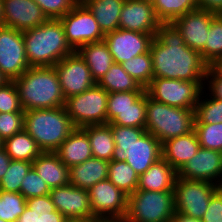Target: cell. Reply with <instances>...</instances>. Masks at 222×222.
<instances>
[{
    "label": "cell",
    "instance_id": "cell-16",
    "mask_svg": "<svg viewBox=\"0 0 222 222\" xmlns=\"http://www.w3.org/2000/svg\"><path fill=\"white\" fill-rule=\"evenodd\" d=\"M178 177L202 180L222 187V152L200 147L178 171Z\"/></svg>",
    "mask_w": 222,
    "mask_h": 222
},
{
    "label": "cell",
    "instance_id": "cell-17",
    "mask_svg": "<svg viewBox=\"0 0 222 222\" xmlns=\"http://www.w3.org/2000/svg\"><path fill=\"white\" fill-rule=\"evenodd\" d=\"M216 14L202 9H195L178 17L173 24L180 31L184 43L201 53L205 61V44L212 19Z\"/></svg>",
    "mask_w": 222,
    "mask_h": 222
},
{
    "label": "cell",
    "instance_id": "cell-25",
    "mask_svg": "<svg viewBox=\"0 0 222 222\" xmlns=\"http://www.w3.org/2000/svg\"><path fill=\"white\" fill-rule=\"evenodd\" d=\"M109 161L92 157L69 168V180L73 186L89 189L99 181L108 179Z\"/></svg>",
    "mask_w": 222,
    "mask_h": 222
},
{
    "label": "cell",
    "instance_id": "cell-24",
    "mask_svg": "<svg viewBox=\"0 0 222 222\" xmlns=\"http://www.w3.org/2000/svg\"><path fill=\"white\" fill-rule=\"evenodd\" d=\"M32 166L50 189L70 183L69 168L55 152H42L34 159Z\"/></svg>",
    "mask_w": 222,
    "mask_h": 222
},
{
    "label": "cell",
    "instance_id": "cell-31",
    "mask_svg": "<svg viewBox=\"0 0 222 222\" xmlns=\"http://www.w3.org/2000/svg\"><path fill=\"white\" fill-rule=\"evenodd\" d=\"M2 147L11 160L33 162L42 153L35 140L25 130L5 139Z\"/></svg>",
    "mask_w": 222,
    "mask_h": 222
},
{
    "label": "cell",
    "instance_id": "cell-20",
    "mask_svg": "<svg viewBox=\"0 0 222 222\" xmlns=\"http://www.w3.org/2000/svg\"><path fill=\"white\" fill-rule=\"evenodd\" d=\"M161 22L152 3L140 0H125L120 13L119 29L156 35Z\"/></svg>",
    "mask_w": 222,
    "mask_h": 222
},
{
    "label": "cell",
    "instance_id": "cell-13",
    "mask_svg": "<svg viewBox=\"0 0 222 222\" xmlns=\"http://www.w3.org/2000/svg\"><path fill=\"white\" fill-rule=\"evenodd\" d=\"M54 68L65 99L81 94L96 84L87 64L77 51L64 57Z\"/></svg>",
    "mask_w": 222,
    "mask_h": 222
},
{
    "label": "cell",
    "instance_id": "cell-54",
    "mask_svg": "<svg viewBox=\"0 0 222 222\" xmlns=\"http://www.w3.org/2000/svg\"><path fill=\"white\" fill-rule=\"evenodd\" d=\"M212 66L222 74V56Z\"/></svg>",
    "mask_w": 222,
    "mask_h": 222
},
{
    "label": "cell",
    "instance_id": "cell-19",
    "mask_svg": "<svg viewBox=\"0 0 222 222\" xmlns=\"http://www.w3.org/2000/svg\"><path fill=\"white\" fill-rule=\"evenodd\" d=\"M3 24L24 32L48 20L34 0H2Z\"/></svg>",
    "mask_w": 222,
    "mask_h": 222
},
{
    "label": "cell",
    "instance_id": "cell-51",
    "mask_svg": "<svg viewBox=\"0 0 222 222\" xmlns=\"http://www.w3.org/2000/svg\"><path fill=\"white\" fill-rule=\"evenodd\" d=\"M93 222H128L125 216L122 217H94Z\"/></svg>",
    "mask_w": 222,
    "mask_h": 222
},
{
    "label": "cell",
    "instance_id": "cell-15",
    "mask_svg": "<svg viewBox=\"0 0 222 222\" xmlns=\"http://www.w3.org/2000/svg\"><path fill=\"white\" fill-rule=\"evenodd\" d=\"M95 217H122L127 212V195L109 179L99 181L88 189Z\"/></svg>",
    "mask_w": 222,
    "mask_h": 222
},
{
    "label": "cell",
    "instance_id": "cell-43",
    "mask_svg": "<svg viewBox=\"0 0 222 222\" xmlns=\"http://www.w3.org/2000/svg\"><path fill=\"white\" fill-rule=\"evenodd\" d=\"M48 19H60L80 0H34Z\"/></svg>",
    "mask_w": 222,
    "mask_h": 222
},
{
    "label": "cell",
    "instance_id": "cell-41",
    "mask_svg": "<svg viewBox=\"0 0 222 222\" xmlns=\"http://www.w3.org/2000/svg\"><path fill=\"white\" fill-rule=\"evenodd\" d=\"M51 189L32 166L22 180L20 193L26 198L45 196Z\"/></svg>",
    "mask_w": 222,
    "mask_h": 222
},
{
    "label": "cell",
    "instance_id": "cell-26",
    "mask_svg": "<svg viewBox=\"0 0 222 222\" xmlns=\"http://www.w3.org/2000/svg\"><path fill=\"white\" fill-rule=\"evenodd\" d=\"M77 52L87 64L96 83L103 78L114 64L113 57L104 40L83 45Z\"/></svg>",
    "mask_w": 222,
    "mask_h": 222
},
{
    "label": "cell",
    "instance_id": "cell-53",
    "mask_svg": "<svg viewBox=\"0 0 222 222\" xmlns=\"http://www.w3.org/2000/svg\"><path fill=\"white\" fill-rule=\"evenodd\" d=\"M65 222H93V218H73L66 219Z\"/></svg>",
    "mask_w": 222,
    "mask_h": 222
},
{
    "label": "cell",
    "instance_id": "cell-37",
    "mask_svg": "<svg viewBox=\"0 0 222 222\" xmlns=\"http://www.w3.org/2000/svg\"><path fill=\"white\" fill-rule=\"evenodd\" d=\"M26 207V198L17 192L0 190V219L16 222Z\"/></svg>",
    "mask_w": 222,
    "mask_h": 222
},
{
    "label": "cell",
    "instance_id": "cell-47",
    "mask_svg": "<svg viewBox=\"0 0 222 222\" xmlns=\"http://www.w3.org/2000/svg\"><path fill=\"white\" fill-rule=\"evenodd\" d=\"M202 222H222V187L211 197Z\"/></svg>",
    "mask_w": 222,
    "mask_h": 222
},
{
    "label": "cell",
    "instance_id": "cell-11",
    "mask_svg": "<svg viewBox=\"0 0 222 222\" xmlns=\"http://www.w3.org/2000/svg\"><path fill=\"white\" fill-rule=\"evenodd\" d=\"M29 68L23 32L0 27V71L9 81H14Z\"/></svg>",
    "mask_w": 222,
    "mask_h": 222
},
{
    "label": "cell",
    "instance_id": "cell-52",
    "mask_svg": "<svg viewBox=\"0 0 222 222\" xmlns=\"http://www.w3.org/2000/svg\"><path fill=\"white\" fill-rule=\"evenodd\" d=\"M170 222H202L201 219L189 218L184 215L175 214V217Z\"/></svg>",
    "mask_w": 222,
    "mask_h": 222
},
{
    "label": "cell",
    "instance_id": "cell-23",
    "mask_svg": "<svg viewBox=\"0 0 222 222\" xmlns=\"http://www.w3.org/2000/svg\"><path fill=\"white\" fill-rule=\"evenodd\" d=\"M55 153L68 168L93 157L88 135L81 128H75Z\"/></svg>",
    "mask_w": 222,
    "mask_h": 222
},
{
    "label": "cell",
    "instance_id": "cell-10",
    "mask_svg": "<svg viewBox=\"0 0 222 222\" xmlns=\"http://www.w3.org/2000/svg\"><path fill=\"white\" fill-rule=\"evenodd\" d=\"M59 20L67 43L74 51L88 43L104 40L105 34L100 29L97 20L81 0Z\"/></svg>",
    "mask_w": 222,
    "mask_h": 222
},
{
    "label": "cell",
    "instance_id": "cell-48",
    "mask_svg": "<svg viewBox=\"0 0 222 222\" xmlns=\"http://www.w3.org/2000/svg\"><path fill=\"white\" fill-rule=\"evenodd\" d=\"M205 83L208 86L207 88L210 95L222 101V74H220L212 65L208 67Z\"/></svg>",
    "mask_w": 222,
    "mask_h": 222
},
{
    "label": "cell",
    "instance_id": "cell-27",
    "mask_svg": "<svg viewBox=\"0 0 222 222\" xmlns=\"http://www.w3.org/2000/svg\"><path fill=\"white\" fill-rule=\"evenodd\" d=\"M66 219L55 209L48 194L26 199V207L16 222H65Z\"/></svg>",
    "mask_w": 222,
    "mask_h": 222
},
{
    "label": "cell",
    "instance_id": "cell-55",
    "mask_svg": "<svg viewBox=\"0 0 222 222\" xmlns=\"http://www.w3.org/2000/svg\"><path fill=\"white\" fill-rule=\"evenodd\" d=\"M9 82L8 78L0 71V87Z\"/></svg>",
    "mask_w": 222,
    "mask_h": 222
},
{
    "label": "cell",
    "instance_id": "cell-28",
    "mask_svg": "<svg viewBox=\"0 0 222 222\" xmlns=\"http://www.w3.org/2000/svg\"><path fill=\"white\" fill-rule=\"evenodd\" d=\"M92 12L104 34L119 28L125 0H81Z\"/></svg>",
    "mask_w": 222,
    "mask_h": 222
},
{
    "label": "cell",
    "instance_id": "cell-30",
    "mask_svg": "<svg viewBox=\"0 0 222 222\" xmlns=\"http://www.w3.org/2000/svg\"><path fill=\"white\" fill-rule=\"evenodd\" d=\"M81 129L88 135L93 157L111 161L116 145L110 125H87Z\"/></svg>",
    "mask_w": 222,
    "mask_h": 222
},
{
    "label": "cell",
    "instance_id": "cell-32",
    "mask_svg": "<svg viewBox=\"0 0 222 222\" xmlns=\"http://www.w3.org/2000/svg\"><path fill=\"white\" fill-rule=\"evenodd\" d=\"M97 84L108 93L145 91V88L127 74L119 63H114Z\"/></svg>",
    "mask_w": 222,
    "mask_h": 222
},
{
    "label": "cell",
    "instance_id": "cell-39",
    "mask_svg": "<svg viewBox=\"0 0 222 222\" xmlns=\"http://www.w3.org/2000/svg\"><path fill=\"white\" fill-rule=\"evenodd\" d=\"M32 167V162L11 160L8 170L0 180V190L20 193L23 178Z\"/></svg>",
    "mask_w": 222,
    "mask_h": 222
},
{
    "label": "cell",
    "instance_id": "cell-35",
    "mask_svg": "<svg viewBox=\"0 0 222 222\" xmlns=\"http://www.w3.org/2000/svg\"><path fill=\"white\" fill-rule=\"evenodd\" d=\"M122 68L142 87L146 88L153 79V62L150 51L125 61Z\"/></svg>",
    "mask_w": 222,
    "mask_h": 222
},
{
    "label": "cell",
    "instance_id": "cell-3",
    "mask_svg": "<svg viewBox=\"0 0 222 222\" xmlns=\"http://www.w3.org/2000/svg\"><path fill=\"white\" fill-rule=\"evenodd\" d=\"M23 38L30 67L55 66L74 52L59 19H48L40 26L24 31Z\"/></svg>",
    "mask_w": 222,
    "mask_h": 222
},
{
    "label": "cell",
    "instance_id": "cell-58",
    "mask_svg": "<svg viewBox=\"0 0 222 222\" xmlns=\"http://www.w3.org/2000/svg\"><path fill=\"white\" fill-rule=\"evenodd\" d=\"M3 141L0 139V148L2 147Z\"/></svg>",
    "mask_w": 222,
    "mask_h": 222
},
{
    "label": "cell",
    "instance_id": "cell-2",
    "mask_svg": "<svg viewBox=\"0 0 222 222\" xmlns=\"http://www.w3.org/2000/svg\"><path fill=\"white\" fill-rule=\"evenodd\" d=\"M14 83L24 111L65 105V97L54 66L30 67Z\"/></svg>",
    "mask_w": 222,
    "mask_h": 222
},
{
    "label": "cell",
    "instance_id": "cell-7",
    "mask_svg": "<svg viewBox=\"0 0 222 222\" xmlns=\"http://www.w3.org/2000/svg\"><path fill=\"white\" fill-rule=\"evenodd\" d=\"M108 92L97 83L81 94L65 99L67 115L76 128L107 124Z\"/></svg>",
    "mask_w": 222,
    "mask_h": 222
},
{
    "label": "cell",
    "instance_id": "cell-42",
    "mask_svg": "<svg viewBox=\"0 0 222 222\" xmlns=\"http://www.w3.org/2000/svg\"><path fill=\"white\" fill-rule=\"evenodd\" d=\"M0 113H24L14 81L0 87Z\"/></svg>",
    "mask_w": 222,
    "mask_h": 222
},
{
    "label": "cell",
    "instance_id": "cell-6",
    "mask_svg": "<svg viewBox=\"0 0 222 222\" xmlns=\"http://www.w3.org/2000/svg\"><path fill=\"white\" fill-rule=\"evenodd\" d=\"M175 214L173 191L136 190L127 197L128 222H170Z\"/></svg>",
    "mask_w": 222,
    "mask_h": 222
},
{
    "label": "cell",
    "instance_id": "cell-4",
    "mask_svg": "<svg viewBox=\"0 0 222 222\" xmlns=\"http://www.w3.org/2000/svg\"><path fill=\"white\" fill-rule=\"evenodd\" d=\"M75 128L65 107L24 111V130L42 152H55Z\"/></svg>",
    "mask_w": 222,
    "mask_h": 222
},
{
    "label": "cell",
    "instance_id": "cell-8",
    "mask_svg": "<svg viewBox=\"0 0 222 222\" xmlns=\"http://www.w3.org/2000/svg\"><path fill=\"white\" fill-rule=\"evenodd\" d=\"M220 188L215 183L177 177L173 190L175 213L201 219L209 206L211 197Z\"/></svg>",
    "mask_w": 222,
    "mask_h": 222
},
{
    "label": "cell",
    "instance_id": "cell-36",
    "mask_svg": "<svg viewBox=\"0 0 222 222\" xmlns=\"http://www.w3.org/2000/svg\"><path fill=\"white\" fill-rule=\"evenodd\" d=\"M204 96L201 93L195 108L194 124H216L222 123V101L212 97L210 94ZM203 96V97H202Z\"/></svg>",
    "mask_w": 222,
    "mask_h": 222
},
{
    "label": "cell",
    "instance_id": "cell-22",
    "mask_svg": "<svg viewBox=\"0 0 222 222\" xmlns=\"http://www.w3.org/2000/svg\"><path fill=\"white\" fill-rule=\"evenodd\" d=\"M178 172L162 157L139 176L137 190L173 191Z\"/></svg>",
    "mask_w": 222,
    "mask_h": 222
},
{
    "label": "cell",
    "instance_id": "cell-5",
    "mask_svg": "<svg viewBox=\"0 0 222 222\" xmlns=\"http://www.w3.org/2000/svg\"><path fill=\"white\" fill-rule=\"evenodd\" d=\"M146 112L145 130L161 143L194 130L195 109L169 106L147 94Z\"/></svg>",
    "mask_w": 222,
    "mask_h": 222
},
{
    "label": "cell",
    "instance_id": "cell-46",
    "mask_svg": "<svg viewBox=\"0 0 222 222\" xmlns=\"http://www.w3.org/2000/svg\"><path fill=\"white\" fill-rule=\"evenodd\" d=\"M145 91L108 93L107 108L130 107Z\"/></svg>",
    "mask_w": 222,
    "mask_h": 222
},
{
    "label": "cell",
    "instance_id": "cell-44",
    "mask_svg": "<svg viewBox=\"0 0 222 222\" xmlns=\"http://www.w3.org/2000/svg\"><path fill=\"white\" fill-rule=\"evenodd\" d=\"M24 130V113H0V139L4 141Z\"/></svg>",
    "mask_w": 222,
    "mask_h": 222
},
{
    "label": "cell",
    "instance_id": "cell-56",
    "mask_svg": "<svg viewBox=\"0 0 222 222\" xmlns=\"http://www.w3.org/2000/svg\"><path fill=\"white\" fill-rule=\"evenodd\" d=\"M2 0H0V27L4 26L3 24V9H2Z\"/></svg>",
    "mask_w": 222,
    "mask_h": 222
},
{
    "label": "cell",
    "instance_id": "cell-38",
    "mask_svg": "<svg viewBox=\"0 0 222 222\" xmlns=\"http://www.w3.org/2000/svg\"><path fill=\"white\" fill-rule=\"evenodd\" d=\"M222 56V15H216L209 27L205 44V62L213 65Z\"/></svg>",
    "mask_w": 222,
    "mask_h": 222
},
{
    "label": "cell",
    "instance_id": "cell-57",
    "mask_svg": "<svg viewBox=\"0 0 222 222\" xmlns=\"http://www.w3.org/2000/svg\"><path fill=\"white\" fill-rule=\"evenodd\" d=\"M140 1H145V2H150V3L154 2V0H140Z\"/></svg>",
    "mask_w": 222,
    "mask_h": 222
},
{
    "label": "cell",
    "instance_id": "cell-33",
    "mask_svg": "<svg viewBox=\"0 0 222 222\" xmlns=\"http://www.w3.org/2000/svg\"><path fill=\"white\" fill-rule=\"evenodd\" d=\"M108 179L127 196L138 188L139 175L126 161H109Z\"/></svg>",
    "mask_w": 222,
    "mask_h": 222
},
{
    "label": "cell",
    "instance_id": "cell-14",
    "mask_svg": "<svg viewBox=\"0 0 222 222\" xmlns=\"http://www.w3.org/2000/svg\"><path fill=\"white\" fill-rule=\"evenodd\" d=\"M153 34L140 33L131 30L117 29L104 36L114 63L122 64L135 56L150 50Z\"/></svg>",
    "mask_w": 222,
    "mask_h": 222
},
{
    "label": "cell",
    "instance_id": "cell-40",
    "mask_svg": "<svg viewBox=\"0 0 222 222\" xmlns=\"http://www.w3.org/2000/svg\"><path fill=\"white\" fill-rule=\"evenodd\" d=\"M201 148L222 152V123L194 124Z\"/></svg>",
    "mask_w": 222,
    "mask_h": 222
},
{
    "label": "cell",
    "instance_id": "cell-49",
    "mask_svg": "<svg viewBox=\"0 0 222 222\" xmlns=\"http://www.w3.org/2000/svg\"><path fill=\"white\" fill-rule=\"evenodd\" d=\"M197 8L222 15V0H197Z\"/></svg>",
    "mask_w": 222,
    "mask_h": 222
},
{
    "label": "cell",
    "instance_id": "cell-1",
    "mask_svg": "<svg viewBox=\"0 0 222 222\" xmlns=\"http://www.w3.org/2000/svg\"><path fill=\"white\" fill-rule=\"evenodd\" d=\"M153 78L205 82L209 65L188 47L173 23H161L151 45Z\"/></svg>",
    "mask_w": 222,
    "mask_h": 222
},
{
    "label": "cell",
    "instance_id": "cell-21",
    "mask_svg": "<svg viewBox=\"0 0 222 222\" xmlns=\"http://www.w3.org/2000/svg\"><path fill=\"white\" fill-rule=\"evenodd\" d=\"M196 132L170 138L162 143V157L178 172L200 149Z\"/></svg>",
    "mask_w": 222,
    "mask_h": 222
},
{
    "label": "cell",
    "instance_id": "cell-50",
    "mask_svg": "<svg viewBox=\"0 0 222 222\" xmlns=\"http://www.w3.org/2000/svg\"><path fill=\"white\" fill-rule=\"evenodd\" d=\"M11 163L10 156L6 153L3 147L0 148V180L5 175V172L8 170Z\"/></svg>",
    "mask_w": 222,
    "mask_h": 222
},
{
    "label": "cell",
    "instance_id": "cell-45",
    "mask_svg": "<svg viewBox=\"0 0 222 222\" xmlns=\"http://www.w3.org/2000/svg\"><path fill=\"white\" fill-rule=\"evenodd\" d=\"M112 129L113 139L116 146H128L138 140L145 132V128L120 126L109 124Z\"/></svg>",
    "mask_w": 222,
    "mask_h": 222
},
{
    "label": "cell",
    "instance_id": "cell-29",
    "mask_svg": "<svg viewBox=\"0 0 222 222\" xmlns=\"http://www.w3.org/2000/svg\"><path fill=\"white\" fill-rule=\"evenodd\" d=\"M147 92L130 107L107 108V123L120 126L145 128Z\"/></svg>",
    "mask_w": 222,
    "mask_h": 222
},
{
    "label": "cell",
    "instance_id": "cell-34",
    "mask_svg": "<svg viewBox=\"0 0 222 222\" xmlns=\"http://www.w3.org/2000/svg\"><path fill=\"white\" fill-rule=\"evenodd\" d=\"M152 5L161 23H173L178 17L197 9V0H154Z\"/></svg>",
    "mask_w": 222,
    "mask_h": 222
},
{
    "label": "cell",
    "instance_id": "cell-9",
    "mask_svg": "<svg viewBox=\"0 0 222 222\" xmlns=\"http://www.w3.org/2000/svg\"><path fill=\"white\" fill-rule=\"evenodd\" d=\"M205 82H191L165 78H153L145 88L153 100L173 107L195 109L201 93L204 94Z\"/></svg>",
    "mask_w": 222,
    "mask_h": 222
},
{
    "label": "cell",
    "instance_id": "cell-12",
    "mask_svg": "<svg viewBox=\"0 0 222 222\" xmlns=\"http://www.w3.org/2000/svg\"><path fill=\"white\" fill-rule=\"evenodd\" d=\"M162 158V143L149 132L128 146H116L112 160L126 161L140 176Z\"/></svg>",
    "mask_w": 222,
    "mask_h": 222
},
{
    "label": "cell",
    "instance_id": "cell-18",
    "mask_svg": "<svg viewBox=\"0 0 222 222\" xmlns=\"http://www.w3.org/2000/svg\"><path fill=\"white\" fill-rule=\"evenodd\" d=\"M49 196L55 209L67 219L94 218L87 189L72 184L51 189Z\"/></svg>",
    "mask_w": 222,
    "mask_h": 222
}]
</instances>
